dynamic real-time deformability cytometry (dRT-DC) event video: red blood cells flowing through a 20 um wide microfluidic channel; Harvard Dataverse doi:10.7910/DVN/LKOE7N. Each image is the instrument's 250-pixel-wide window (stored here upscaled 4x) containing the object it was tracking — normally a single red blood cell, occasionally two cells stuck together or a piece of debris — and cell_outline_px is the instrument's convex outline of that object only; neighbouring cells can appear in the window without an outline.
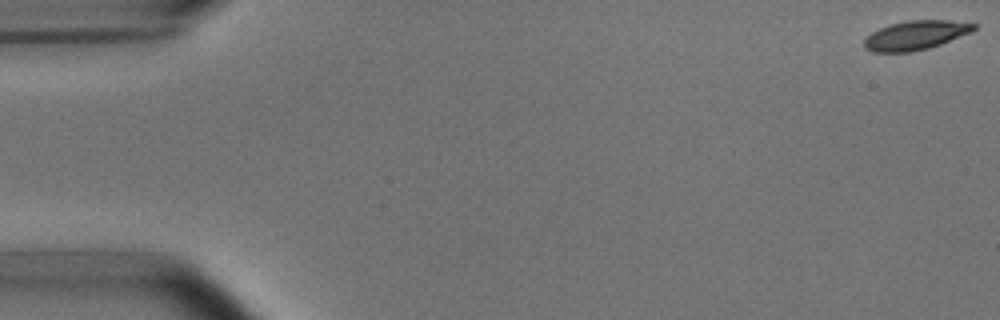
{"species": "common noctule bat (a hibernating species)", "species_latin": "Nyctalus noctula", "temperature_condition": "room temperature", "stored_images_in_passage": 8, "camera_frame_rate_fps": 3000, "um_per_image_px": 0.085, "animal": {"sex": "male", "body_mass_g": 15.6}, "frame": {"image": 1, "passage_image": 1, "time_ms": 0.0, "image_size_px": [1000, 320], "cell_outline_px": [[976, 28], [972, 32], [940, 44], [928, 48], [908, 52], [872, 52], [864, 48], [864, 40], [872, 32], [888, 24], [908, 20], [948, 20], [976, 24]], "centroid_in_image_um": [77.81, 2.99], "position_along_channel_um": 7.2, "area_um2": 18.55}}
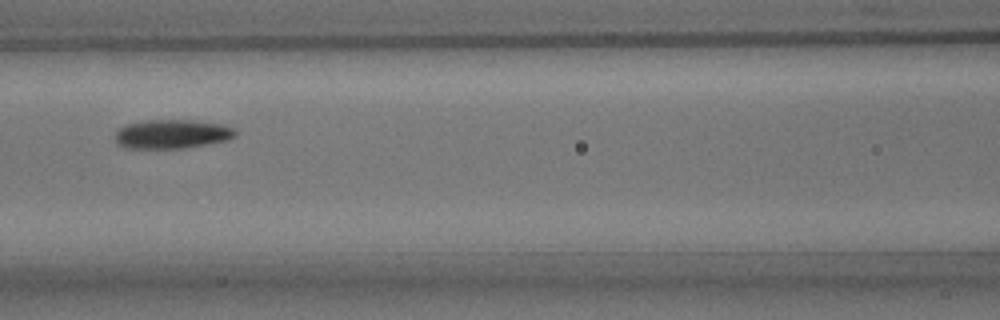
{"frame": {"image": 2, "passage_image": 7, "time_ms": 7.667, "image_size_px": [1000, 320], "cell_outline_px": [[236, 136], [228, 140], [184, 148], [124, 148], [116, 144], [116, 128], [128, 124], [144, 120], [192, 120], [224, 124], [236, 128]], "centroid_in_image_um": [14.63, 11.39], "position_along_channel_um": 152.0, "area_um2": 20.58}}
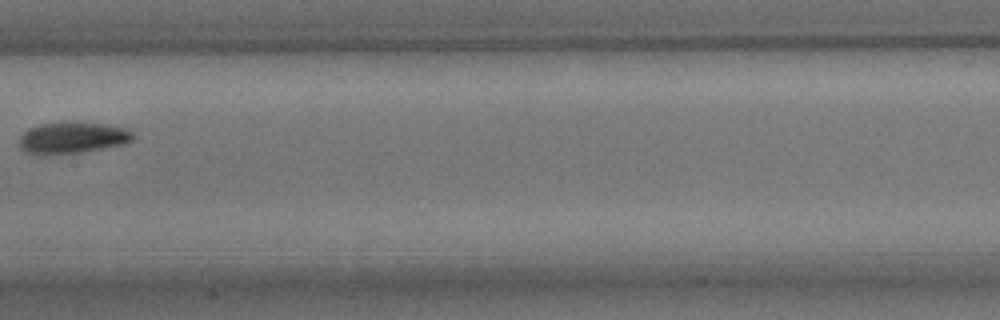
{"frame": {"image": 3, "passage_image": 8, "time_ms": 9.0, "image_size_px": [1000, 320], "cell_outline_px": [[136, 136], [132, 140], [120, 144], [80, 152], [44, 156], [40, 156], [24, 152], [20, 148], [20, 136], [28, 128], [40, 124], [60, 120], [64, 120], [104, 124], [124, 128], [132, 132]], "centroid_in_image_um": [6.07, 11.69], "position_along_channel_um": 201.3, "area_um2": 21.27}}